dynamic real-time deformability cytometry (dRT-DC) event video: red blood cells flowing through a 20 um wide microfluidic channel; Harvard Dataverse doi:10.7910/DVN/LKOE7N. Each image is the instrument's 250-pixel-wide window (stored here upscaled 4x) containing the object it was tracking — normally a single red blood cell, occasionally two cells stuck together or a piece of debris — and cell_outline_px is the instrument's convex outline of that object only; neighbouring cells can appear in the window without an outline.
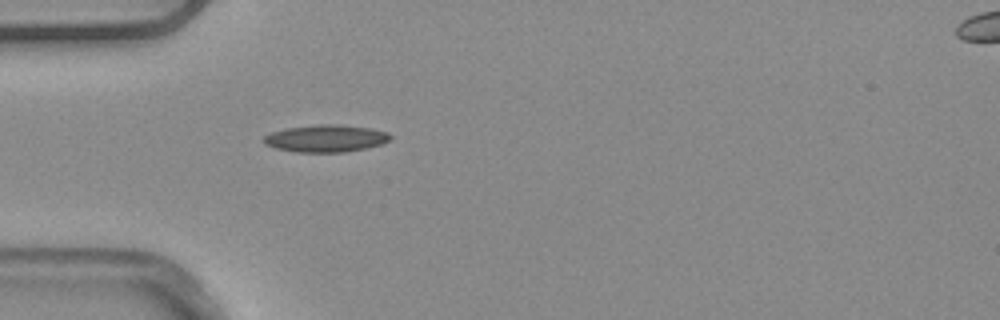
{"species": "common noctule bat (a hibernating species)", "species_latin": "Nyctalus noctula", "temperature_condition": "warm", "stored_images_in_passage": 2, "camera_frame_rate_fps": 3000, "um_per_image_px": 0.085, "animal": {"sex": "male", "body_mass_g": 20.4}, "frame": {"image": 1, "passage_image": 1, "time_ms": 0.0, "image_size_px": [1000, 320], "cell_outline_px": [[392, 136], [388, 140], [380, 144], [364, 148], [344, 152], [296, 152], [276, 148], [264, 144], [264, 136], [272, 132], [288, 128], [320, 124], [336, 124], [372, 128], [388, 132]], "centroid_in_image_um": [27.7, 11.76], "position_along_channel_um": 57.3, "area_um2": 19.88}}